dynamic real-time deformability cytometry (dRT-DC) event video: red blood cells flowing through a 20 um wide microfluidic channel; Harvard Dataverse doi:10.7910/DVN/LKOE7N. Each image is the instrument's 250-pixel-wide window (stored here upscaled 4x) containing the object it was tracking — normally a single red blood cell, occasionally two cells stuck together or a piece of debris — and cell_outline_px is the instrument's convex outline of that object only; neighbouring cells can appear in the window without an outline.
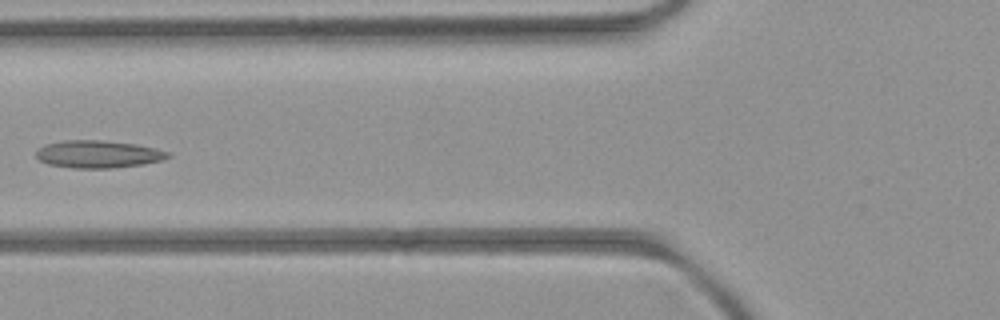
{"species": "common noctule bat (a hibernating species)", "species_latin": "Nyctalus noctula", "temperature_condition": "room temperature", "stored_images_in_passage": 6, "camera_frame_rate_fps": 3000, "um_per_image_px": 0.085, "animal": {"sex": "female", "body_mass_g": 21.9}, "frame": {"image": 1, "passage_image": 6, "time_ms": 5.333, "image_size_px": [1000, 320], "cell_outline_px": [[172, 156], [160, 160], [144, 164], [112, 168], [72, 168], [48, 164], [40, 160], [36, 156], [36, 148], [44, 144], [64, 140], [100, 140], [136, 144], [156, 148], [172, 152]], "centroid_in_image_um": [8.34, 13.1], "position_along_channel_um": 117.5, "area_um2": 21.33}}